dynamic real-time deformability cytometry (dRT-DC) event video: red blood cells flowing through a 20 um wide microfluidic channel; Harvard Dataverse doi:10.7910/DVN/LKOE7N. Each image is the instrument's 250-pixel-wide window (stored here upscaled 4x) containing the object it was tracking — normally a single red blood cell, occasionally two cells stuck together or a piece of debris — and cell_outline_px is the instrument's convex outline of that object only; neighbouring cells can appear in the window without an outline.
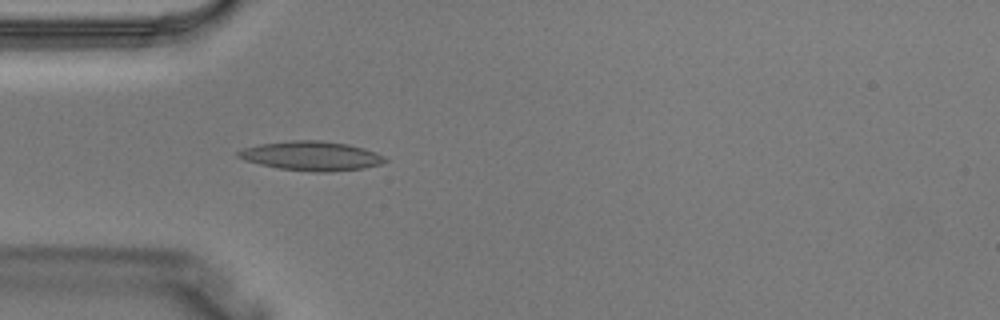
{"species": "Egyptian fruit bat (a non-hibernating species)", "species_latin": "Rousettus aegyptiacus", "temperature_condition": "warm", "stored_images_in_passage": 3, "camera_frame_rate_fps": 3000, "um_per_image_px": 0.085, "animal": {"sex": "male"}, "frame": {"image": 1, "passage_image": 3, "time_ms": 0.667, "image_size_px": [1000, 320], "cell_outline_px": [[388, 160], [380, 164], [364, 168], [328, 172], [316, 172], [280, 168], [260, 164], [244, 160], [236, 156], [236, 152], [244, 148], [260, 144], [292, 140], [320, 140], [348, 144], [364, 148], [376, 152], [384, 156]], "centroid_in_image_um": [26.48, 13.25], "position_along_channel_um": 58.5, "area_um2": 24.97}}